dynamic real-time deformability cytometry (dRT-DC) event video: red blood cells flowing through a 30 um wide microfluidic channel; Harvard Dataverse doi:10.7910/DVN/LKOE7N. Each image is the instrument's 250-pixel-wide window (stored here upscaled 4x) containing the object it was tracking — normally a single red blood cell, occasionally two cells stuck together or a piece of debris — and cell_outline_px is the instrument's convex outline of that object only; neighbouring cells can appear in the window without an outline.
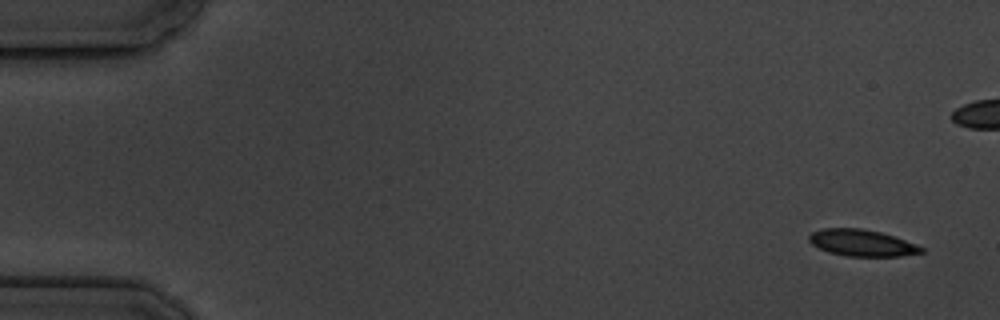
{"species": "common noctule bat (a hibernating species)", "species_latin": "Nyctalus noctula", "temperature_condition": "cold", "stored_images_in_passage": 6, "camera_frame_rate_fps": 3000, "um_per_image_px": 0.085, "animal": {"sex": "male", "body_mass_g": 19.5, "forearm_length_mm": 54.6}, "frame": {"image": 1, "passage_image": 1, "time_ms": 0.0, "image_size_px": [1000, 320], "cell_outline_px": [[924, 252], [900, 256], [848, 256], [828, 252], [812, 244], [808, 240], [808, 236], [812, 232], [820, 228], [864, 228], [880, 232], [916, 244], [924, 248]], "centroid_in_image_um": [73.23, 20.64], "position_along_channel_um": 11.8, "area_um2": 17.34}}
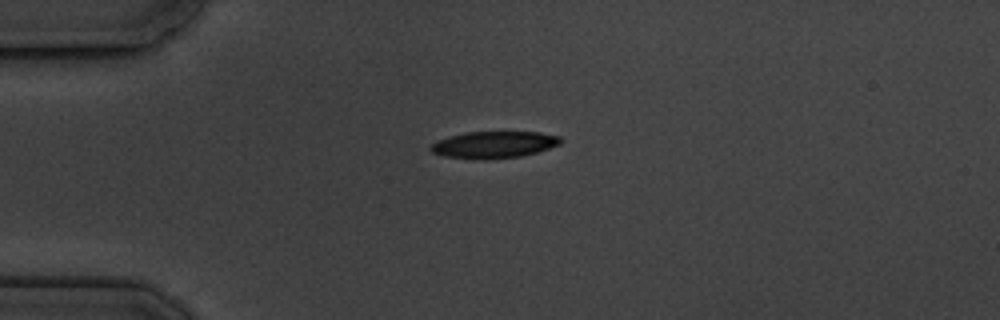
{"frame": {"image": 2, "passage_image": 6, "time_ms": 6.0, "image_size_px": [1000, 320], "cell_outline_px": [[564, 140], [560, 144], [536, 152], [520, 156], [444, 156], [432, 152], [428, 148], [436, 140], [448, 136], [464, 132], [540, 132], [560, 136]], "centroid_in_image_um": [42.02, 12.23], "position_along_channel_um": 43.0, "area_um2": 19.31}}